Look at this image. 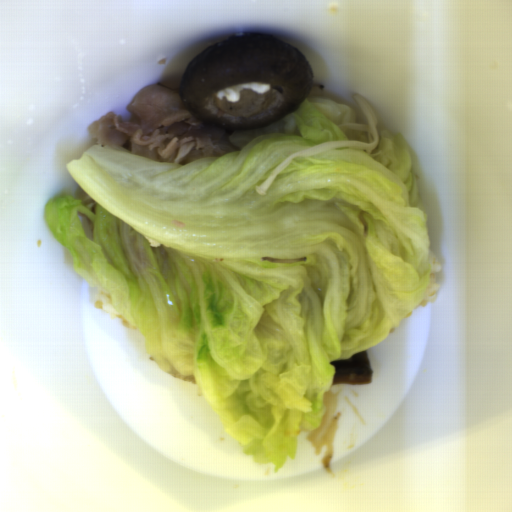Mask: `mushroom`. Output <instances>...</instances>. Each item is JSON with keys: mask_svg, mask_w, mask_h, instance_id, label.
<instances>
[{"mask_svg": "<svg viewBox=\"0 0 512 512\" xmlns=\"http://www.w3.org/2000/svg\"><path fill=\"white\" fill-rule=\"evenodd\" d=\"M313 69L295 46L263 32L232 34L187 65L180 98L213 127L254 128L278 121L307 99Z\"/></svg>", "mask_w": 512, "mask_h": 512, "instance_id": "1", "label": "mushroom"}]
</instances>
